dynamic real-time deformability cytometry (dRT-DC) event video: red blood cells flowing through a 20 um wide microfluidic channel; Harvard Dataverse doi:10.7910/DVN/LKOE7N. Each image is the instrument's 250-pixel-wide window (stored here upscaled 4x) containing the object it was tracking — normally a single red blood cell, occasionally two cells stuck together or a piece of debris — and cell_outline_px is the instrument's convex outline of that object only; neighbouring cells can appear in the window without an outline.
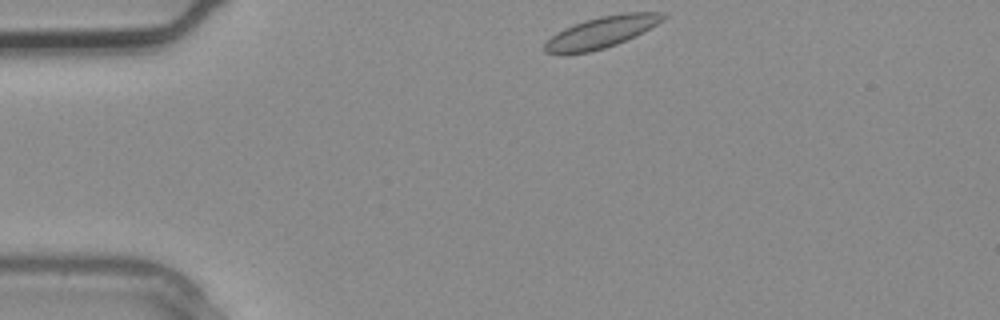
{"species": "common noctule bat (a hibernating species)", "species_latin": "Nyctalus noctula", "temperature_condition": "warm", "stored_images_in_passage": 2, "segment_of_instrument_passage": [2, 2], "camera_frame_rate_fps": 3000, "um_per_image_px": 0.085, "animal": {"sex": "male", "body_mass_g": 20.4}, "frame": {"image": 1, "passage_image": 2, "time_ms": 0.333, "image_size_px": [1000, 320], "cell_outline_px": [[668, 16], [664, 20], [644, 32], [636, 36], [616, 44], [604, 48], [588, 52], [564, 56], [560, 56], [544, 52], [544, 44], [552, 36], [564, 28], [584, 20], [600, 16], [624, 12], [664, 12]], "centroid_in_image_um": [51.12, 2.75], "position_along_channel_um": 33.9, "area_um2": 22.08}}